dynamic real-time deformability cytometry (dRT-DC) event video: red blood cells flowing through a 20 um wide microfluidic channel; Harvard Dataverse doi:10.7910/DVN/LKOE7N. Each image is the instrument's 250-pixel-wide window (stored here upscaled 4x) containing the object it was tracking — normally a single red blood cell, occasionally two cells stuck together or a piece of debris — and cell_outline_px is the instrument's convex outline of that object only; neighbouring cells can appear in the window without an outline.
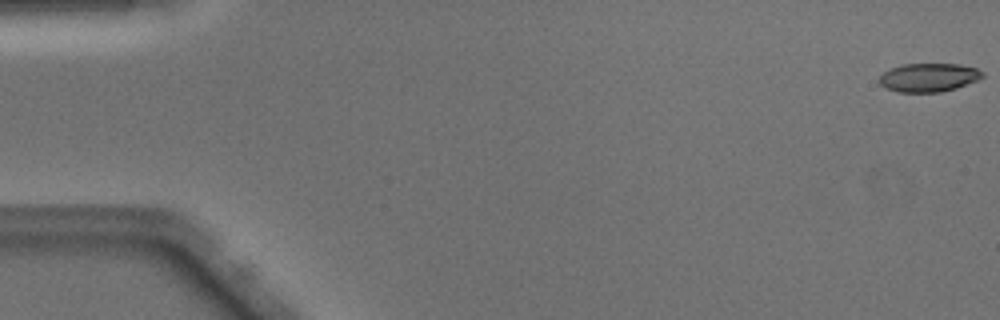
{"species": "Egyptian fruit bat (a non-hibernating species)", "species_latin": "Rousettus aegyptiacus", "temperature_condition": "warm", "stored_images_in_passage": 50, "camera_frame_rate_fps": 3000, "um_per_image_px": 0.085, "animal": {"sex": "male"}, "frame": {"image": 1, "passage_image": 1, "time_ms": 0.0, "image_size_px": [1000, 320], "cell_outline_px": [[984, 76], [976, 80], [956, 88], [940, 92], [896, 92], [884, 88], [880, 84], [880, 76], [884, 72], [900, 64], [960, 64], [976, 68], [984, 72]], "centroid_in_image_um": [78.92, 6.58], "position_along_channel_um": 6.1, "area_um2": 17.17}}
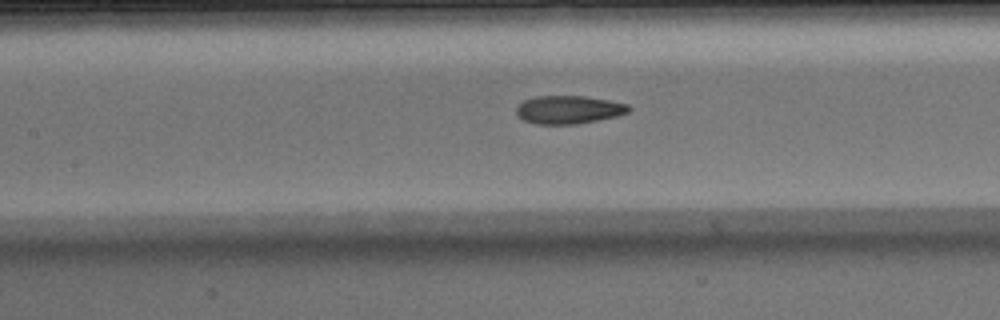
{"frame": {"image": 2, "passage_image": 23, "time_ms": 7.333, "image_size_px": [1000, 320], "cell_outline_px": [[632, 108], [628, 112], [616, 116], [576, 124], [536, 124], [524, 120], [516, 112], [516, 108], [524, 100], [536, 96], [584, 96], [608, 100], [628, 104]], "centroid_in_image_um": [48.34, 9.32], "position_along_channel_um": 159.1, "area_um2": 18.26}}
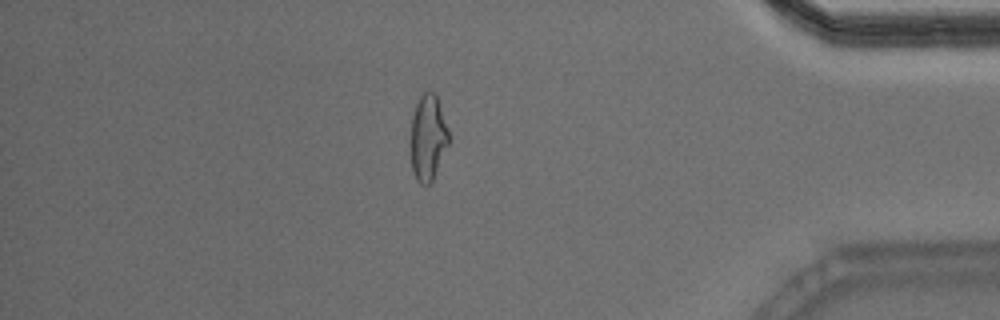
{"frame": {"image": 3, "passage_image": 43, "time_ms": 14.0, "image_size_px": [1000, 320], "cell_outline_px": [[448, 144], [432, 180], [428, 184], [420, 184], [416, 180], [412, 172], [412, 116], [416, 104], [420, 96], [424, 92], [436, 92], [448, 128]], "centroid_in_image_um": [36.38, 11.67], "position_along_channel_um": 398.8, "area_um2": 18.67}, "authors_computed_cell_mechanics": {"area_um2": 18.8139, "velocity_mm_per_s": 4.1164, "shape_relaxation_time_tau1_ms": 8.4787, "shape_relaxation_time_tau2_ms": 1.9294, "deformation_change_tau1": 0.2593, "deformation_change_tau2": 0.1023}}